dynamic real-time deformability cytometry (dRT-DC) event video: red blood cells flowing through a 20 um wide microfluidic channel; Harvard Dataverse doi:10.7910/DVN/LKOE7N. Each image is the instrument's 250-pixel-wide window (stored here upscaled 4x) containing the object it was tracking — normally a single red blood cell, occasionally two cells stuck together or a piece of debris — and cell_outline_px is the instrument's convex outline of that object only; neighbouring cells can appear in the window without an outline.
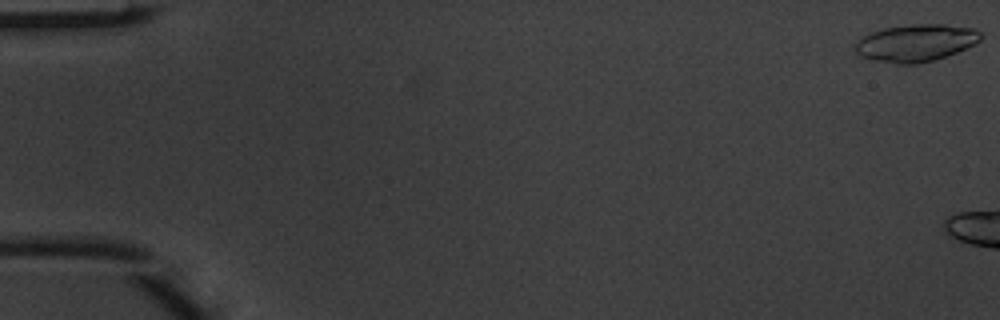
{"species": "common noctule bat (a hibernating species)", "species_latin": "Nyctalus noctula", "temperature_condition": "warm", "stored_images_in_passage": 9, "camera_frame_rate_fps": 3000, "um_per_image_px": 0.085, "animal": {"sex": "male", "body_mass_g": 20.1, "forearm_length_mm": 53.5}, "frame": {"image": 1, "passage_image": 1, "time_ms": 0.0, "image_size_px": [1000, 320], "cell_outline_px": [[984, 36], [980, 40], [956, 52], [932, 60], [916, 64], [896, 64], [872, 60], [860, 56], [856, 52], [856, 40], [872, 32], [884, 28], [912, 24], [944, 24], [972, 28], [980, 32]], "centroid_in_image_um": [77.82, 3.64], "position_along_channel_um": 7.2, "area_um2": 26.99}}
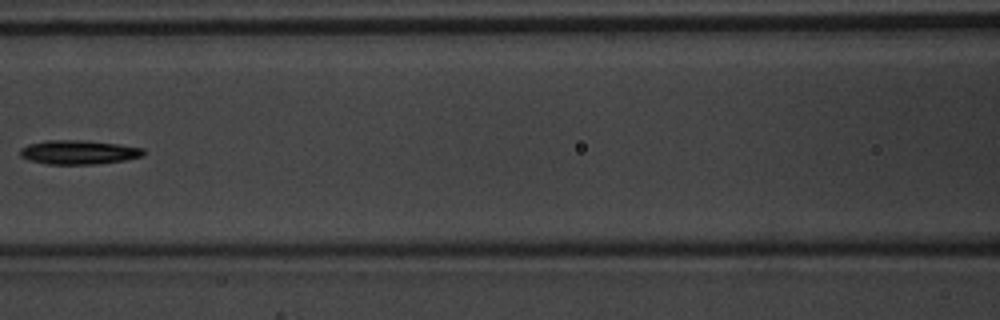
{"frame": {"image": 2, "passage_image": 8, "time_ms": 2.333, "image_size_px": [1000, 320], "cell_outline_px": [[144, 152], [140, 156], [124, 160], [96, 164], [48, 164], [28, 160], [20, 156], [20, 148], [28, 144], [44, 140], [84, 140], [116, 144], [144, 148]], "centroid_in_image_um": [6.62, 12.93], "position_along_channel_um": 160.0, "area_um2": 17.22}}
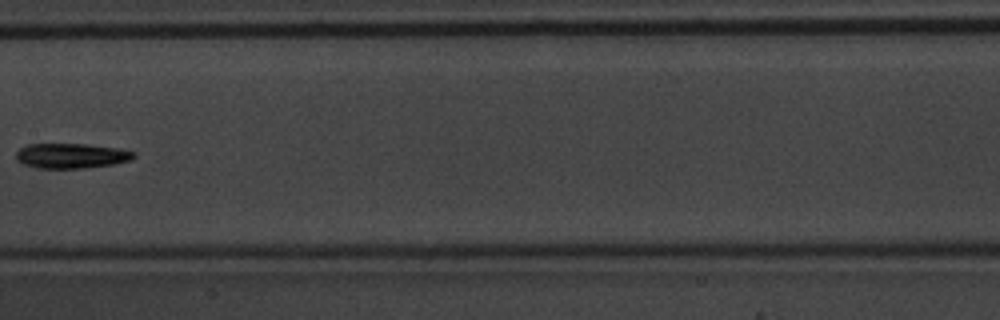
{"frame": {"image": 3, "passage_image": 9, "time_ms": 2.667, "image_size_px": [1000, 320], "cell_outline_px": [[136, 156], [132, 160], [112, 164], [88, 168], [36, 168], [24, 164], [16, 160], [16, 152], [20, 148], [28, 144], [88, 144], [120, 148], [136, 152]], "centroid_in_image_um": [6.09, 13.24], "position_along_channel_um": 201.3, "area_um2": 17.34}}